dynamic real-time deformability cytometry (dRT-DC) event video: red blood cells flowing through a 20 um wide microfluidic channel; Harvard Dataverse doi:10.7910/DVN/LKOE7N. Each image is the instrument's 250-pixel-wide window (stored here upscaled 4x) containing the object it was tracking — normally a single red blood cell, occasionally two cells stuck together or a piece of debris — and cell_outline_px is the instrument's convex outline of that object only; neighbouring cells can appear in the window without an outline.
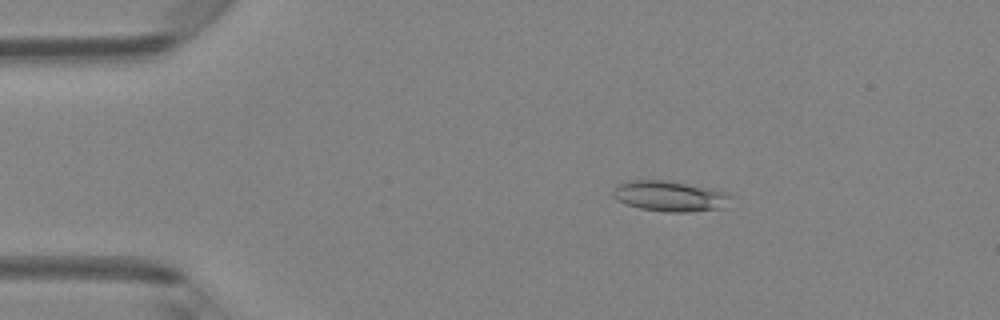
{"species": "Egyptian fruit bat (a non-hibernating species)", "species_latin": "Rousettus aegyptiacus", "temperature_condition": "room temperature", "stored_images_in_passage": 49, "camera_frame_rate_fps": 3000, "um_per_image_px": 0.085, "animal": {"sex": "female"}, "frame": {"image": 1, "passage_image": 9, "time_ms": 2.667, "image_size_px": [1000, 320], "cell_outline_px": [[732, 196], [724, 208], [688, 212], [668, 212], [640, 208], [628, 204], [612, 196], [612, 188], [616, 184], [628, 180], [664, 180], [708, 188], [728, 192]], "centroid_in_image_um": [56.92, 16.67], "position_along_channel_um": 28.1, "area_um2": 20.87}}
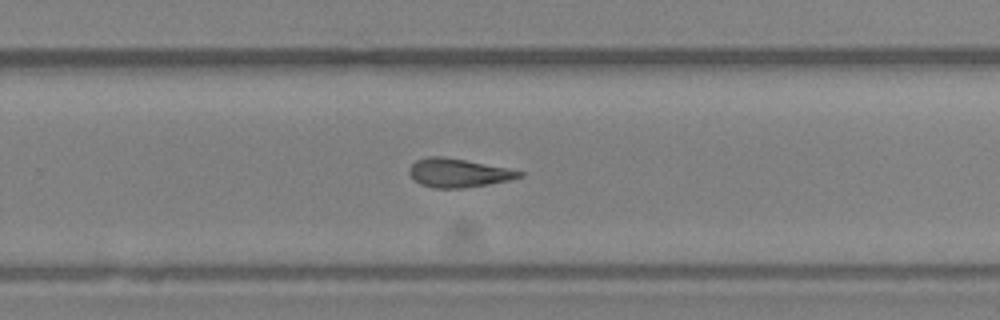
{"frame": {"image": 2, "passage_image": 32, "time_ms": 10.333, "image_size_px": [1000, 320], "cell_outline_px": [[524, 176], [508, 180], [488, 184], [460, 188], [432, 188], [420, 184], [408, 172], [412, 164], [416, 160], [428, 156], [444, 156], [508, 168], [524, 172]], "centroid_in_image_um": [38.95, 14.69], "position_along_channel_um": 290.8, "area_um2": 18.26}}
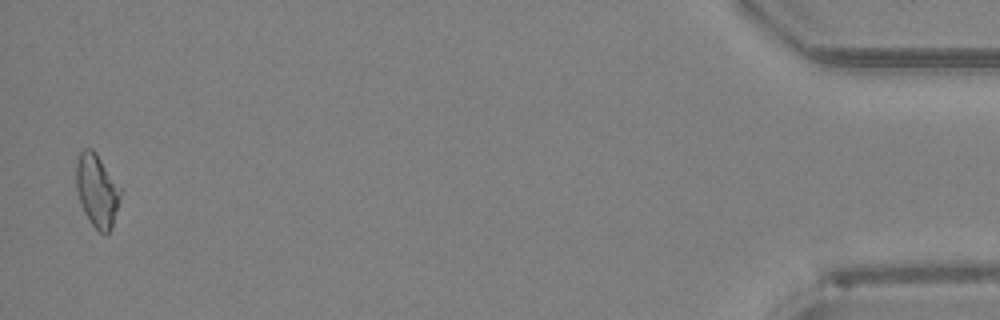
{"frame": {"image": 3, "passage_image": 48, "time_ms": 15.667, "image_size_px": [1000, 320], "cell_outline_px": [[120, 196], [112, 228], [104, 236], [88, 220], [84, 212], [76, 188], [76, 160], [80, 152], [84, 148], [92, 148], [96, 152], [120, 188]], "centroid_in_image_um": [8.22, 16.19], "position_along_channel_um": 427.0, "area_um2": 18.61}, "authors_computed_cell_mechanics": {"area_um2": 18.9006, "velocity_mm_per_s": 4.2193, "shape_relaxation_time_tau1_ms": 8.236, "shape_relaxation_time_tau2_ms": 3.0836, "deformation_change_tau1": 0.1981, "deformation_change_tau2": 0.1419}}